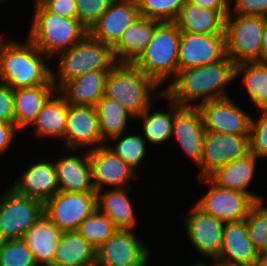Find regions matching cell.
<instances>
[{
  "label": "cell",
  "mask_w": 267,
  "mask_h": 266,
  "mask_svg": "<svg viewBox=\"0 0 267 266\" xmlns=\"http://www.w3.org/2000/svg\"><path fill=\"white\" fill-rule=\"evenodd\" d=\"M18 194L43 203L59 191L54 161L40 158L32 162L10 186Z\"/></svg>",
  "instance_id": "22"
},
{
  "label": "cell",
  "mask_w": 267,
  "mask_h": 266,
  "mask_svg": "<svg viewBox=\"0 0 267 266\" xmlns=\"http://www.w3.org/2000/svg\"><path fill=\"white\" fill-rule=\"evenodd\" d=\"M5 38H6L5 35L4 36H0V44Z\"/></svg>",
  "instance_id": "52"
},
{
  "label": "cell",
  "mask_w": 267,
  "mask_h": 266,
  "mask_svg": "<svg viewBox=\"0 0 267 266\" xmlns=\"http://www.w3.org/2000/svg\"><path fill=\"white\" fill-rule=\"evenodd\" d=\"M229 1H230L229 14L267 17V0H229Z\"/></svg>",
  "instance_id": "42"
},
{
  "label": "cell",
  "mask_w": 267,
  "mask_h": 266,
  "mask_svg": "<svg viewBox=\"0 0 267 266\" xmlns=\"http://www.w3.org/2000/svg\"><path fill=\"white\" fill-rule=\"evenodd\" d=\"M181 31L175 22H160L149 44L134 64L159 87H164L178 72Z\"/></svg>",
  "instance_id": "5"
},
{
  "label": "cell",
  "mask_w": 267,
  "mask_h": 266,
  "mask_svg": "<svg viewBox=\"0 0 267 266\" xmlns=\"http://www.w3.org/2000/svg\"><path fill=\"white\" fill-rule=\"evenodd\" d=\"M239 105L231 97H226L197 106L205 131L249 135L253 116Z\"/></svg>",
  "instance_id": "14"
},
{
  "label": "cell",
  "mask_w": 267,
  "mask_h": 266,
  "mask_svg": "<svg viewBox=\"0 0 267 266\" xmlns=\"http://www.w3.org/2000/svg\"><path fill=\"white\" fill-rule=\"evenodd\" d=\"M206 131L198 107L179 106L174 103L172 138L183 153L197 166L200 163ZM178 141V142H177Z\"/></svg>",
  "instance_id": "18"
},
{
  "label": "cell",
  "mask_w": 267,
  "mask_h": 266,
  "mask_svg": "<svg viewBox=\"0 0 267 266\" xmlns=\"http://www.w3.org/2000/svg\"><path fill=\"white\" fill-rule=\"evenodd\" d=\"M225 55V34L181 32L178 71L216 62Z\"/></svg>",
  "instance_id": "17"
},
{
  "label": "cell",
  "mask_w": 267,
  "mask_h": 266,
  "mask_svg": "<svg viewBox=\"0 0 267 266\" xmlns=\"http://www.w3.org/2000/svg\"><path fill=\"white\" fill-rule=\"evenodd\" d=\"M112 0H75L77 19L89 31L101 15L108 9Z\"/></svg>",
  "instance_id": "40"
},
{
  "label": "cell",
  "mask_w": 267,
  "mask_h": 266,
  "mask_svg": "<svg viewBox=\"0 0 267 266\" xmlns=\"http://www.w3.org/2000/svg\"><path fill=\"white\" fill-rule=\"evenodd\" d=\"M235 65L232 59L225 55L216 62L180 70L175 78L162 88L163 94L179 106L191 107L230 97L227 91L230 84L232 86L233 82L234 85L236 80Z\"/></svg>",
  "instance_id": "1"
},
{
  "label": "cell",
  "mask_w": 267,
  "mask_h": 266,
  "mask_svg": "<svg viewBox=\"0 0 267 266\" xmlns=\"http://www.w3.org/2000/svg\"><path fill=\"white\" fill-rule=\"evenodd\" d=\"M45 0H34V6L40 5L44 2Z\"/></svg>",
  "instance_id": "51"
},
{
  "label": "cell",
  "mask_w": 267,
  "mask_h": 266,
  "mask_svg": "<svg viewBox=\"0 0 267 266\" xmlns=\"http://www.w3.org/2000/svg\"><path fill=\"white\" fill-rule=\"evenodd\" d=\"M241 83L248 94L250 104L259 108L267 100V61H248L235 65V79Z\"/></svg>",
  "instance_id": "34"
},
{
  "label": "cell",
  "mask_w": 267,
  "mask_h": 266,
  "mask_svg": "<svg viewBox=\"0 0 267 266\" xmlns=\"http://www.w3.org/2000/svg\"><path fill=\"white\" fill-rule=\"evenodd\" d=\"M263 17L228 14L225 18L226 55L235 64L261 61Z\"/></svg>",
  "instance_id": "7"
},
{
  "label": "cell",
  "mask_w": 267,
  "mask_h": 266,
  "mask_svg": "<svg viewBox=\"0 0 267 266\" xmlns=\"http://www.w3.org/2000/svg\"><path fill=\"white\" fill-rule=\"evenodd\" d=\"M257 158L251 152L239 157L226 165L216 168L207 177L217 186L237 190L244 193H249L256 201L264 200L265 197L257 192H251L248 188L254 181L257 173Z\"/></svg>",
  "instance_id": "23"
},
{
  "label": "cell",
  "mask_w": 267,
  "mask_h": 266,
  "mask_svg": "<svg viewBox=\"0 0 267 266\" xmlns=\"http://www.w3.org/2000/svg\"><path fill=\"white\" fill-rule=\"evenodd\" d=\"M196 262V263H195ZM195 262H194V264H191L190 266H218L216 263H214V262H212V264L211 263H204L203 261H196L195 260Z\"/></svg>",
  "instance_id": "50"
},
{
  "label": "cell",
  "mask_w": 267,
  "mask_h": 266,
  "mask_svg": "<svg viewBox=\"0 0 267 266\" xmlns=\"http://www.w3.org/2000/svg\"><path fill=\"white\" fill-rule=\"evenodd\" d=\"M116 231L114 223L98 209L85 218L76 229V232L95 249L100 247Z\"/></svg>",
  "instance_id": "36"
},
{
  "label": "cell",
  "mask_w": 267,
  "mask_h": 266,
  "mask_svg": "<svg viewBox=\"0 0 267 266\" xmlns=\"http://www.w3.org/2000/svg\"><path fill=\"white\" fill-rule=\"evenodd\" d=\"M96 209V191H58L44 203V214L62 232L76 231L80 223Z\"/></svg>",
  "instance_id": "10"
},
{
  "label": "cell",
  "mask_w": 267,
  "mask_h": 266,
  "mask_svg": "<svg viewBox=\"0 0 267 266\" xmlns=\"http://www.w3.org/2000/svg\"><path fill=\"white\" fill-rule=\"evenodd\" d=\"M109 71L86 72L66 81L57 91L69 105L95 106L104 96V88Z\"/></svg>",
  "instance_id": "25"
},
{
  "label": "cell",
  "mask_w": 267,
  "mask_h": 266,
  "mask_svg": "<svg viewBox=\"0 0 267 266\" xmlns=\"http://www.w3.org/2000/svg\"><path fill=\"white\" fill-rule=\"evenodd\" d=\"M255 266H267V253L260 255V258Z\"/></svg>",
  "instance_id": "49"
},
{
  "label": "cell",
  "mask_w": 267,
  "mask_h": 266,
  "mask_svg": "<svg viewBox=\"0 0 267 266\" xmlns=\"http://www.w3.org/2000/svg\"><path fill=\"white\" fill-rule=\"evenodd\" d=\"M261 61H267V17H263Z\"/></svg>",
  "instance_id": "47"
},
{
  "label": "cell",
  "mask_w": 267,
  "mask_h": 266,
  "mask_svg": "<svg viewBox=\"0 0 267 266\" xmlns=\"http://www.w3.org/2000/svg\"><path fill=\"white\" fill-rule=\"evenodd\" d=\"M96 109L102 141L107 144L112 138L127 132L129 119L135 117L117 100L103 96L94 106Z\"/></svg>",
  "instance_id": "33"
},
{
  "label": "cell",
  "mask_w": 267,
  "mask_h": 266,
  "mask_svg": "<svg viewBox=\"0 0 267 266\" xmlns=\"http://www.w3.org/2000/svg\"><path fill=\"white\" fill-rule=\"evenodd\" d=\"M159 23L144 16L131 23L112 47L116 62L134 63L144 52Z\"/></svg>",
  "instance_id": "26"
},
{
  "label": "cell",
  "mask_w": 267,
  "mask_h": 266,
  "mask_svg": "<svg viewBox=\"0 0 267 266\" xmlns=\"http://www.w3.org/2000/svg\"><path fill=\"white\" fill-rule=\"evenodd\" d=\"M113 143L111 146L110 144ZM118 157L128 164L137 174L141 172V164L147 158L149 146L140 133L124 132L117 137L112 138L106 144Z\"/></svg>",
  "instance_id": "35"
},
{
  "label": "cell",
  "mask_w": 267,
  "mask_h": 266,
  "mask_svg": "<svg viewBox=\"0 0 267 266\" xmlns=\"http://www.w3.org/2000/svg\"><path fill=\"white\" fill-rule=\"evenodd\" d=\"M257 201L245 218L249 238L259 255L267 253V205Z\"/></svg>",
  "instance_id": "37"
},
{
  "label": "cell",
  "mask_w": 267,
  "mask_h": 266,
  "mask_svg": "<svg viewBox=\"0 0 267 266\" xmlns=\"http://www.w3.org/2000/svg\"><path fill=\"white\" fill-rule=\"evenodd\" d=\"M250 152L249 135L206 131L199 169V178L207 177L216 168Z\"/></svg>",
  "instance_id": "12"
},
{
  "label": "cell",
  "mask_w": 267,
  "mask_h": 266,
  "mask_svg": "<svg viewBox=\"0 0 267 266\" xmlns=\"http://www.w3.org/2000/svg\"><path fill=\"white\" fill-rule=\"evenodd\" d=\"M43 214V202L18 194L9 186L0 196V241L23 239Z\"/></svg>",
  "instance_id": "8"
},
{
  "label": "cell",
  "mask_w": 267,
  "mask_h": 266,
  "mask_svg": "<svg viewBox=\"0 0 267 266\" xmlns=\"http://www.w3.org/2000/svg\"><path fill=\"white\" fill-rule=\"evenodd\" d=\"M140 17L136 0H112L88 34L113 47L128 26Z\"/></svg>",
  "instance_id": "20"
},
{
  "label": "cell",
  "mask_w": 267,
  "mask_h": 266,
  "mask_svg": "<svg viewBox=\"0 0 267 266\" xmlns=\"http://www.w3.org/2000/svg\"><path fill=\"white\" fill-rule=\"evenodd\" d=\"M183 220L190 245L202 257L214 262L220 254L225 223L205 213L196 204L188 215L183 216Z\"/></svg>",
  "instance_id": "15"
},
{
  "label": "cell",
  "mask_w": 267,
  "mask_h": 266,
  "mask_svg": "<svg viewBox=\"0 0 267 266\" xmlns=\"http://www.w3.org/2000/svg\"><path fill=\"white\" fill-rule=\"evenodd\" d=\"M57 91L54 84L37 85L13 90L15 125L21 131L30 129L31 123L43 105Z\"/></svg>",
  "instance_id": "28"
},
{
  "label": "cell",
  "mask_w": 267,
  "mask_h": 266,
  "mask_svg": "<svg viewBox=\"0 0 267 266\" xmlns=\"http://www.w3.org/2000/svg\"><path fill=\"white\" fill-rule=\"evenodd\" d=\"M62 231L43 214L24 234L23 240L37 266H53Z\"/></svg>",
  "instance_id": "27"
},
{
  "label": "cell",
  "mask_w": 267,
  "mask_h": 266,
  "mask_svg": "<svg viewBox=\"0 0 267 266\" xmlns=\"http://www.w3.org/2000/svg\"><path fill=\"white\" fill-rule=\"evenodd\" d=\"M89 157L95 191L108 187V189L133 187L132 183L140 179L141 175L137 174L107 145L89 150Z\"/></svg>",
  "instance_id": "13"
},
{
  "label": "cell",
  "mask_w": 267,
  "mask_h": 266,
  "mask_svg": "<svg viewBox=\"0 0 267 266\" xmlns=\"http://www.w3.org/2000/svg\"><path fill=\"white\" fill-rule=\"evenodd\" d=\"M260 258L249 238L245 219L225 223L218 266H255Z\"/></svg>",
  "instance_id": "19"
},
{
  "label": "cell",
  "mask_w": 267,
  "mask_h": 266,
  "mask_svg": "<svg viewBox=\"0 0 267 266\" xmlns=\"http://www.w3.org/2000/svg\"><path fill=\"white\" fill-rule=\"evenodd\" d=\"M20 130L16 125L0 122V155L10 151ZM13 144V145H12ZM0 156V157H1Z\"/></svg>",
  "instance_id": "45"
},
{
  "label": "cell",
  "mask_w": 267,
  "mask_h": 266,
  "mask_svg": "<svg viewBox=\"0 0 267 266\" xmlns=\"http://www.w3.org/2000/svg\"><path fill=\"white\" fill-rule=\"evenodd\" d=\"M0 122L15 125L13 90L0 82Z\"/></svg>",
  "instance_id": "43"
},
{
  "label": "cell",
  "mask_w": 267,
  "mask_h": 266,
  "mask_svg": "<svg viewBox=\"0 0 267 266\" xmlns=\"http://www.w3.org/2000/svg\"><path fill=\"white\" fill-rule=\"evenodd\" d=\"M198 179L209 188L195 204L224 223L245 219L257 202L249 193L219 187L208 177Z\"/></svg>",
  "instance_id": "9"
},
{
  "label": "cell",
  "mask_w": 267,
  "mask_h": 266,
  "mask_svg": "<svg viewBox=\"0 0 267 266\" xmlns=\"http://www.w3.org/2000/svg\"><path fill=\"white\" fill-rule=\"evenodd\" d=\"M140 16L159 22H174L186 0H136Z\"/></svg>",
  "instance_id": "38"
},
{
  "label": "cell",
  "mask_w": 267,
  "mask_h": 266,
  "mask_svg": "<svg viewBox=\"0 0 267 266\" xmlns=\"http://www.w3.org/2000/svg\"><path fill=\"white\" fill-rule=\"evenodd\" d=\"M0 266H37L23 239L0 241Z\"/></svg>",
  "instance_id": "39"
},
{
  "label": "cell",
  "mask_w": 267,
  "mask_h": 266,
  "mask_svg": "<svg viewBox=\"0 0 267 266\" xmlns=\"http://www.w3.org/2000/svg\"><path fill=\"white\" fill-rule=\"evenodd\" d=\"M225 16L186 2L174 21L181 32L199 34H225Z\"/></svg>",
  "instance_id": "30"
},
{
  "label": "cell",
  "mask_w": 267,
  "mask_h": 266,
  "mask_svg": "<svg viewBox=\"0 0 267 266\" xmlns=\"http://www.w3.org/2000/svg\"><path fill=\"white\" fill-rule=\"evenodd\" d=\"M106 145L101 138L94 106L67 104L64 149L92 150Z\"/></svg>",
  "instance_id": "16"
},
{
  "label": "cell",
  "mask_w": 267,
  "mask_h": 266,
  "mask_svg": "<svg viewBox=\"0 0 267 266\" xmlns=\"http://www.w3.org/2000/svg\"><path fill=\"white\" fill-rule=\"evenodd\" d=\"M163 89L134 63L117 62L108 72L104 96L117 100L134 117L156 101H160Z\"/></svg>",
  "instance_id": "3"
},
{
  "label": "cell",
  "mask_w": 267,
  "mask_h": 266,
  "mask_svg": "<svg viewBox=\"0 0 267 266\" xmlns=\"http://www.w3.org/2000/svg\"><path fill=\"white\" fill-rule=\"evenodd\" d=\"M191 4L221 12L225 17L229 14V0H186Z\"/></svg>",
  "instance_id": "46"
},
{
  "label": "cell",
  "mask_w": 267,
  "mask_h": 266,
  "mask_svg": "<svg viewBox=\"0 0 267 266\" xmlns=\"http://www.w3.org/2000/svg\"><path fill=\"white\" fill-rule=\"evenodd\" d=\"M161 102L167 101L169 104L166 111L152 109L155 102L145 109L135 119L140 120V132L148 145L156 146L168 142L172 135V125L174 120V102L168 99L164 94L161 95ZM152 107V108H151ZM143 133V134H142Z\"/></svg>",
  "instance_id": "31"
},
{
  "label": "cell",
  "mask_w": 267,
  "mask_h": 266,
  "mask_svg": "<svg viewBox=\"0 0 267 266\" xmlns=\"http://www.w3.org/2000/svg\"><path fill=\"white\" fill-rule=\"evenodd\" d=\"M133 187L115 188L96 191L97 209L107 216L117 230L134 231L138 219L136 207L130 197Z\"/></svg>",
  "instance_id": "24"
},
{
  "label": "cell",
  "mask_w": 267,
  "mask_h": 266,
  "mask_svg": "<svg viewBox=\"0 0 267 266\" xmlns=\"http://www.w3.org/2000/svg\"><path fill=\"white\" fill-rule=\"evenodd\" d=\"M250 152L257 158H267V118L252 117L249 134Z\"/></svg>",
  "instance_id": "41"
},
{
  "label": "cell",
  "mask_w": 267,
  "mask_h": 266,
  "mask_svg": "<svg viewBox=\"0 0 267 266\" xmlns=\"http://www.w3.org/2000/svg\"><path fill=\"white\" fill-rule=\"evenodd\" d=\"M28 38L44 55H56L80 42L88 30L77 18H66L48 12L41 4L34 6Z\"/></svg>",
  "instance_id": "4"
},
{
  "label": "cell",
  "mask_w": 267,
  "mask_h": 266,
  "mask_svg": "<svg viewBox=\"0 0 267 266\" xmlns=\"http://www.w3.org/2000/svg\"><path fill=\"white\" fill-rule=\"evenodd\" d=\"M48 12L66 18H77L75 0H45L41 4Z\"/></svg>",
  "instance_id": "44"
},
{
  "label": "cell",
  "mask_w": 267,
  "mask_h": 266,
  "mask_svg": "<svg viewBox=\"0 0 267 266\" xmlns=\"http://www.w3.org/2000/svg\"><path fill=\"white\" fill-rule=\"evenodd\" d=\"M260 112V115L264 118H267V100L257 109Z\"/></svg>",
  "instance_id": "48"
},
{
  "label": "cell",
  "mask_w": 267,
  "mask_h": 266,
  "mask_svg": "<svg viewBox=\"0 0 267 266\" xmlns=\"http://www.w3.org/2000/svg\"><path fill=\"white\" fill-rule=\"evenodd\" d=\"M63 151L69 152H65L66 155L63 153L53 160L59 191L70 193L95 191L92 183L89 150L63 149Z\"/></svg>",
  "instance_id": "21"
},
{
  "label": "cell",
  "mask_w": 267,
  "mask_h": 266,
  "mask_svg": "<svg viewBox=\"0 0 267 266\" xmlns=\"http://www.w3.org/2000/svg\"><path fill=\"white\" fill-rule=\"evenodd\" d=\"M96 249L76 231L62 232L53 266H95Z\"/></svg>",
  "instance_id": "32"
},
{
  "label": "cell",
  "mask_w": 267,
  "mask_h": 266,
  "mask_svg": "<svg viewBox=\"0 0 267 266\" xmlns=\"http://www.w3.org/2000/svg\"><path fill=\"white\" fill-rule=\"evenodd\" d=\"M56 56L58 71L52 67V82L57 90L72 78L89 71L111 70L117 63L112 47L93 39L89 34Z\"/></svg>",
  "instance_id": "6"
},
{
  "label": "cell",
  "mask_w": 267,
  "mask_h": 266,
  "mask_svg": "<svg viewBox=\"0 0 267 266\" xmlns=\"http://www.w3.org/2000/svg\"><path fill=\"white\" fill-rule=\"evenodd\" d=\"M6 37L0 44V82L12 90L53 84L50 59L28 38ZM47 63V64H46Z\"/></svg>",
  "instance_id": "2"
},
{
  "label": "cell",
  "mask_w": 267,
  "mask_h": 266,
  "mask_svg": "<svg viewBox=\"0 0 267 266\" xmlns=\"http://www.w3.org/2000/svg\"><path fill=\"white\" fill-rule=\"evenodd\" d=\"M67 118V102L65 98L56 91L43 105L42 110L31 123L39 138H55L61 140L64 145V135ZM50 137V138H49Z\"/></svg>",
  "instance_id": "29"
},
{
  "label": "cell",
  "mask_w": 267,
  "mask_h": 266,
  "mask_svg": "<svg viewBox=\"0 0 267 266\" xmlns=\"http://www.w3.org/2000/svg\"><path fill=\"white\" fill-rule=\"evenodd\" d=\"M134 232L117 230L111 235L96 249L95 266H148L151 247Z\"/></svg>",
  "instance_id": "11"
}]
</instances>
